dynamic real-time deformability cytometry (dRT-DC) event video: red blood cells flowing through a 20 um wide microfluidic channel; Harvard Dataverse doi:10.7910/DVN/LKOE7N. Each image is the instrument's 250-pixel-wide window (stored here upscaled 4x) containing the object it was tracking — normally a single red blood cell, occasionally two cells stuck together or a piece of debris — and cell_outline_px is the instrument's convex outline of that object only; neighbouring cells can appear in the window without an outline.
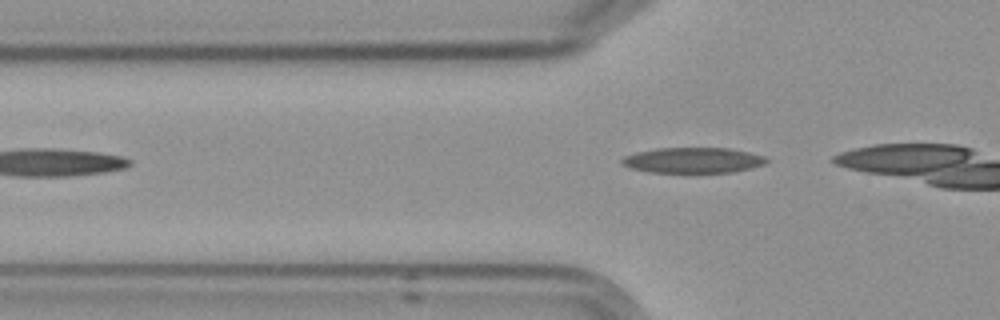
{"species": "Egyptian fruit bat (a non-hibernating species)", "species_latin": "Rousettus aegyptiacus", "temperature_condition": "cold", "stored_images_in_passage": 3, "segment_of_instrument_passage": [2, 2], "camera_frame_rate_fps": 3000, "um_per_image_px": 0.085, "frame": {"image": 1, "passage_image": 3, "time_ms": 2.333, "image_size_px": [1000, 320], "cell_outline_px": [[768, 160], [764, 164], [752, 168], [732, 172], [648, 172], [632, 168], [624, 164], [620, 160], [624, 156], [636, 152], [656, 148], [728, 148], [748, 152], [764, 156]], "centroid_in_image_um": [58.91, 13.61], "position_along_channel_um": 66.9, "area_um2": 21.33}}